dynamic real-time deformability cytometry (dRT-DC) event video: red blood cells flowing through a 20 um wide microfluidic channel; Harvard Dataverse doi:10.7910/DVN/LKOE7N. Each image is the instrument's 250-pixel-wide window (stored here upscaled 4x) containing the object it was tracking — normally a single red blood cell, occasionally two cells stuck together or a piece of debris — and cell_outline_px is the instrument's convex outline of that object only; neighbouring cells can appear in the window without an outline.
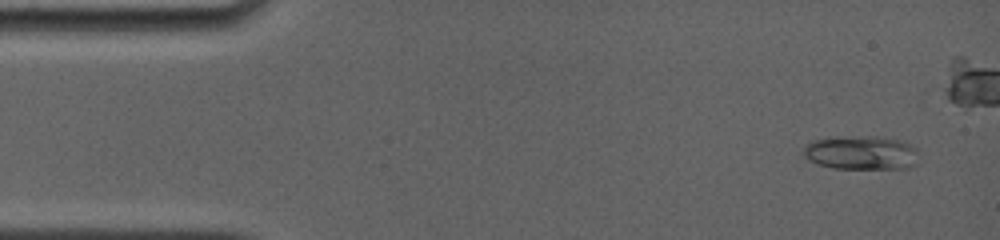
{"species": "common noctule bat (a hibernating species)", "species_latin": "Nyctalus noctula", "temperature_condition": "room temperature", "stored_images_in_passage": 24, "camera_frame_rate_fps": 4000, "um_per_image_px": 0.085, "animal": {"sex": "female", "body_mass_g": 19.0, "forearm_length_mm": 56.7}, "frame": {"image": 1, "passage_image": 2, "time_ms": 0.5, "image_size_px": [1000, 240], "cell_outline_px": [[920, 164], [908, 168], [832, 168], [808, 160], [800, 152], [804, 144], [812, 140], [836, 136], [872, 136], [900, 140], [916, 148]], "centroid_in_image_um": [73.17, 12.97], "position_along_channel_um": 11.8, "area_um2": 23.24}}
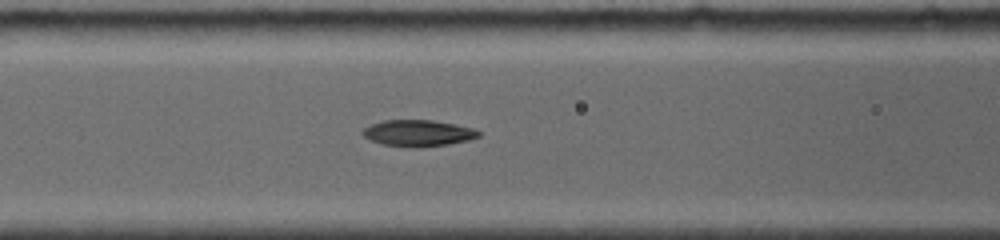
{"frame": {"image": 2, "passage_image": 15, "time_ms": 6.25, "image_size_px": [1000, 240], "cell_outline_px": [[480, 136], [468, 140], [444, 144], [384, 144], [372, 140], [364, 136], [360, 132], [364, 128], [372, 124], [384, 120], [432, 120], [456, 124], [472, 128], [480, 132]], "centroid_in_image_um": [35.55, 11.25], "position_along_channel_um": 131.1, "area_um2": 16.7}}
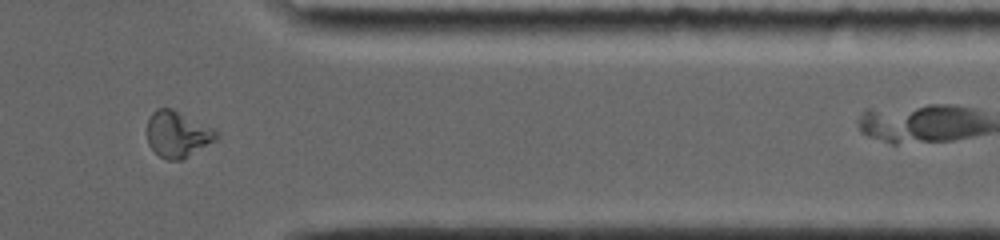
{"frame": {"image": 3, "passage_image": 22, "time_ms": 13.25, "image_size_px": [1000, 240], "cell_outline_px": [[220, 136], [216, 140], [188, 156], [180, 160], [168, 160], [160, 156], [148, 144], [148, 116], [156, 108], [172, 108], [212, 128]], "centroid_in_image_um": [15.07, 11.4], "position_along_channel_um": 396.3, "area_um2": 18.38}}